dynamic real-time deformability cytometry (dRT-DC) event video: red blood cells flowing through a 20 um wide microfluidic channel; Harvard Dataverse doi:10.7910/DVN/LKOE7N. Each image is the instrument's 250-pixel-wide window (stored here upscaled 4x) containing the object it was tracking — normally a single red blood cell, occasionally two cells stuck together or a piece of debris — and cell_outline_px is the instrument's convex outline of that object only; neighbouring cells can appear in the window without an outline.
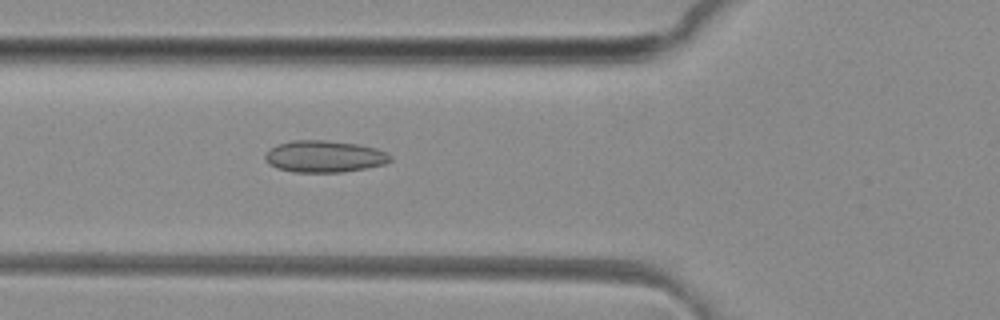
{"species": "common noctule bat (a hibernating species)", "species_latin": "Nyctalus noctula", "temperature_condition": "room temperature", "stored_images_in_passage": 34, "camera_frame_rate_fps": 3000, "um_per_image_px": 0.085, "animal": {"sex": "female", "body_mass_g": 29.2, "forearm_length_mm": 56.3}, "frame": {"image": 1, "passage_image": 3, "time_ms": 0.667, "image_size_px": [1000, 320], "cell_outline_px": [[392, 160], [384, 164], [368, 168], [344, 172], [292, 172], [276, 168], [268, 164], [264, 160], [264, 152], [276, 144], [292, 140], [324, 140], [356, 144], [376, 148], [388, 152], [392, 156]], "centroid_in_image_um": [27.54, 13.3], "position_along_channel_um": 98.3, "area_um2": 23.58}}
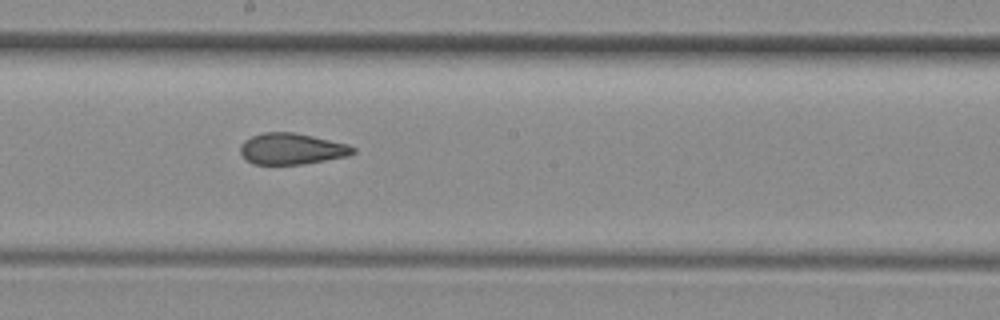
{"frame": {"image": 2, "passage_image": 12, "time_ms": 3.667, "image_size_px": [1000, 320], "cell_outline_px": [[356, 152], [348, 156], [304, 164], [252, 164], [240, 152], [240, 144], [244, 140], [252, 136], [264, 132], [292, 132], [312, 136], [348, 144], [356, 148]], "centroid_in_image_um": [24.81, 12.65], "position_along_channel_um": 223.4, "area_um2": 20.46}}
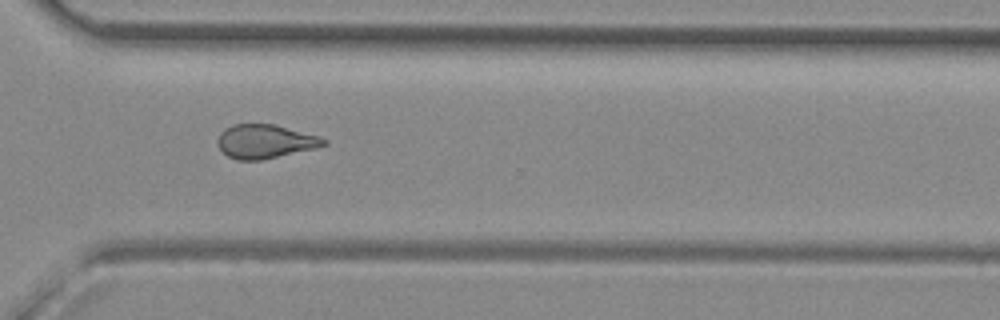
{"frame": {"image": 3, "passage_image": 21, "time_ms": 6.667, "image_size_px": [1000, 320], "cell_outline_px": [[328, 144], [316, 148], [260, 160], [236, 160], [228, 156], [216, 144], [216, 140], [220, 132], [224, 128], [232, 124], [276, 124], [320, 136], [328, 140]], "centroid_in_image_um": [22.53, 12.01], "position_along_channel_um": 348.1, "area_um2": 21.15}, "authors_computed_cell_mechanics": {"area_um2": 21.2126, "velocity_mm_per_s": 4.1651, "shape_relaxation_time_tau1_ms": null, "shape_relaxation_time_tau2_ms": 1.8214, "deformation_change_tau1": null, "deformation_change_tau2": 0.0916}}